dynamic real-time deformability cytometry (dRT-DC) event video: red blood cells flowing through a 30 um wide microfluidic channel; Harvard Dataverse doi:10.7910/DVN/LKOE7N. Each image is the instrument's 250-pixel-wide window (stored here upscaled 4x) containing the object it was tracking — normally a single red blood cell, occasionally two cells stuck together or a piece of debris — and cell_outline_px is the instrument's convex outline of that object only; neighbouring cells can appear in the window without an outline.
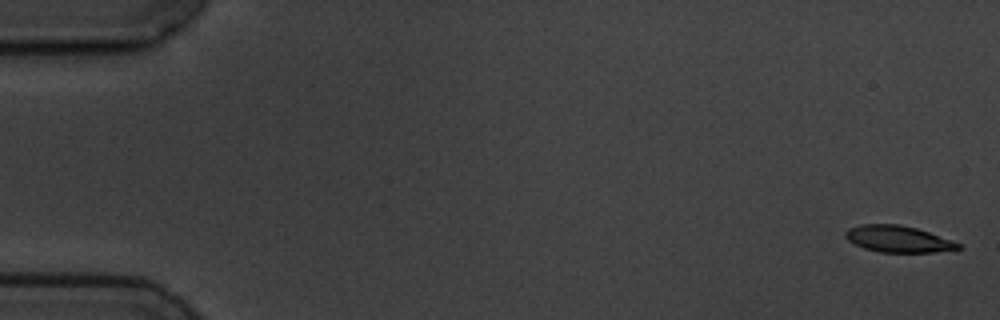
{"species": "common noctule bat (a hibernating species)", "species_latin": "Nyctalus noctula", "temperature_condition": "cold", "stored_images_in_passage": 6, "camera_frame_rate_fps": 3000, "um_per_image_px": 0.085, "animal": {"sex": "male", "body_mass_g": 19.5, "forearm_length_mm": 54.6}, "frame": {"image": 1, "passage_image": 1, "time_ms": 0.0, "image_size_px": [1000, 320], "cell_outline_px": [[960, 248], [936, 252], [880, 252], [864, 248], [848, 240], [844, 236], [844, 232], [848, 228], [860, 224], [900, 224], [916, 228], [928, 232], [960, 244]], "centroid_in_image_um": [76.27, 20.3], "position_along_channel_um": 8.7, "area_um2": 17.22}}